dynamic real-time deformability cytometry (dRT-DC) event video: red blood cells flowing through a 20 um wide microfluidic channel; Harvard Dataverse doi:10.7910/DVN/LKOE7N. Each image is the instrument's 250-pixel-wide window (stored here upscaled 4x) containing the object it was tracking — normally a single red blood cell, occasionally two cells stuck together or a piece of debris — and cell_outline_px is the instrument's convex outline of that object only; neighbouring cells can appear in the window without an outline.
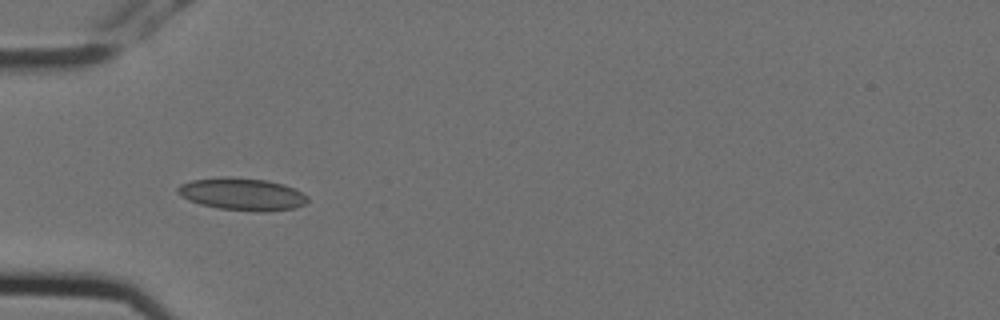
{"species": "Egyptian fruit bat (a non-hibernating species)", "species_latin": "Rousettus aegyptiacus", "temperature_condition": "cold", "stored_images_in_passage": 5, "camera_frame_rate_fps": 3000, "um_per_image_px": 0.085, "animal": {"sex": "female"}, "frame": {"image": 1, "passage_image": 4, "time_ms": 1.0, "image_size_px": [1000, 320], "cell_outline_px": [[308, 200], [304, 204], [292, 208], [268, 212], [256, 212], [220, 208], [200, 204], [188, 200], [180, 196], [176, 192], [176, 188], [180, 184], [192, 180], [224, 176], [228, 176], [268, 180], [284, 184], [308, 196]], "centroid_in_image_um": [20.55, 16.49], "position_along_channel_um": 64.5, "area_um2": 24.62}}
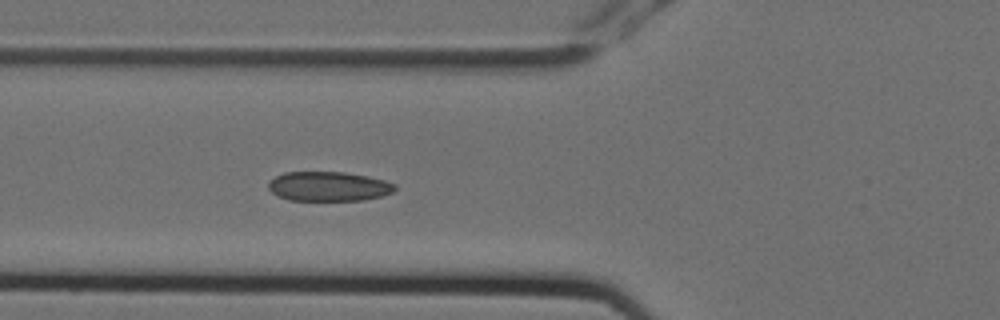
{"frame": {"image": 2, "passage_image": 5, "time_ms": 1.333, "image_size_px": [1000, 320], "cell_outline_px": [[396, 188], [392, 192], [380, 196], [364, 200], [288, 200], [272, 192], [268, 188], [268, 184], [276, 176], [284, 172], [344, 172], [368, 176], [384, 180], [396, 184]], "centroid_in_image_um": [27.94, 15.84], "position_along_channel_um": 97.9, "area_um2": 21.62}}